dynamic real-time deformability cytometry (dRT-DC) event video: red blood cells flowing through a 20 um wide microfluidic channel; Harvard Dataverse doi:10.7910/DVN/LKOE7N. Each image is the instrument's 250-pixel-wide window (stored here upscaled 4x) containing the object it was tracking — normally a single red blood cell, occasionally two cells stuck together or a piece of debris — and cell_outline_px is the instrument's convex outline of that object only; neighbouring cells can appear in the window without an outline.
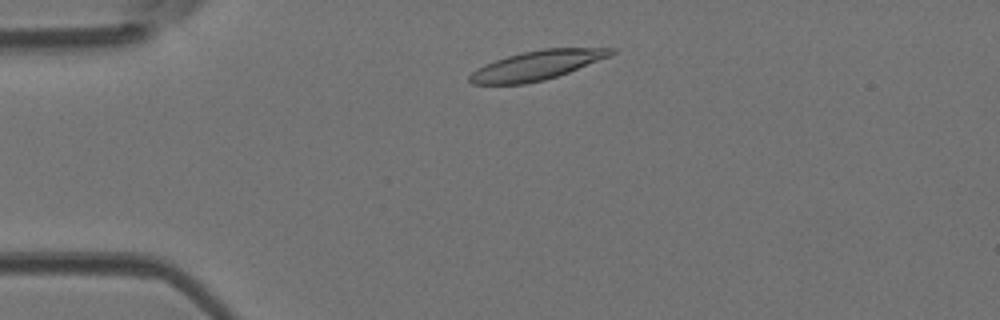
{"species": "Egyptian fruit bat (a non-hibernating species)", "species_latin": "Rousettus aegyptiacus", "temperature_condition": "room temperature", "stored_images_in_passage": 2, "camera_frame_rate_fps": 3000, "um_per_image_px": 0.085, "animal": {"sex": "female"}, "frame": {"image": 1, "passage_image": 2, "time_ms": 0.333, "image_size_px": [1000, 320], "cell_outline_px": [[616, 52], [608, 56], [568, 72], [544, 80], [524, 84], [472, 84], [468, 80], [468, 76], [476, 68], [484, 64], [508, 56], [524, 52], [544, 48], [616, 48]], "centroid_in_image_um": [45.58, 5.55], "position_along_channel_um": 39.4, "area_um2": 23.76}}